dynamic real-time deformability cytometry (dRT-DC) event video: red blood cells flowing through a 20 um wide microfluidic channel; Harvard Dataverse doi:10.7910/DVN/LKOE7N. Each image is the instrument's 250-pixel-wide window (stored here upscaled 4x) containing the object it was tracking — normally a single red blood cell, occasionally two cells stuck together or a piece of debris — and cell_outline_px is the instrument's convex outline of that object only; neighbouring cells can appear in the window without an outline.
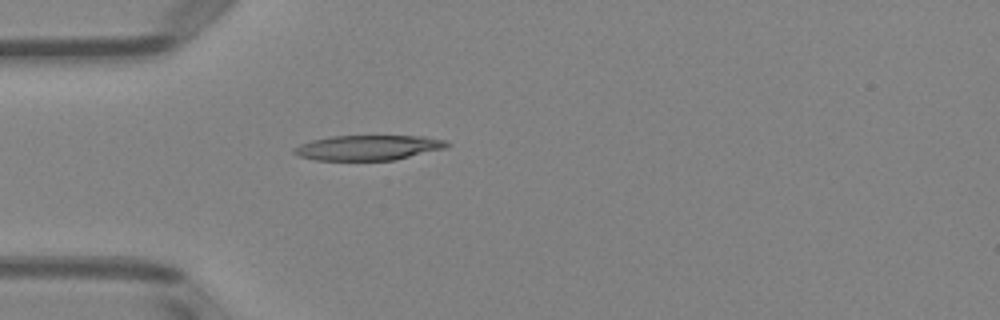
{"species": "Egyptian fruit bat (a non-hibernating species)", "species_latin": "Rousettus aegyptiacus", "temperature_condition": "room temperature", "stored_images_in_passage": 4, "camera_frame_rate_fps": 3000, "um_per_image_px": 0.085, "animal": {"sex": "female"}, "frame": {"image": 1, "passage_image": 4, "time_ms": 4.667, "image_size_px": [1000, 320], "cell_outline_px": [[452, 144], [448, 148], [396, 160], [316, 160], [300, 156], [292, 152], [292, 148], [300, 144], [312, 140], [332, 136], [424, 136], [444, 140]], "centroid_in_image_um": [31.34, 12.55], "position_along_channel_um": 53.7, "area_um2": 22.48}}